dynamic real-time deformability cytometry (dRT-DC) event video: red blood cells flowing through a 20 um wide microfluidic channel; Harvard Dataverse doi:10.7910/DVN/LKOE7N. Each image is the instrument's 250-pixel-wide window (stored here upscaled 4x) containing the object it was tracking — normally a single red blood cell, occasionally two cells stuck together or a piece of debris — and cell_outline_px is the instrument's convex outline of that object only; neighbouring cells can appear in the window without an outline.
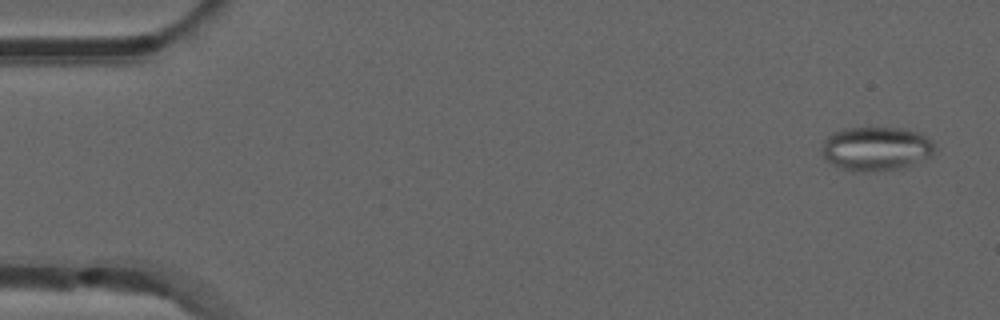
{"species": "common noctule bat (a hibernating species)", "species_latin": "Nyctalus noctula", "temperature_condition": "room temperature", "stored_images_in_passage": 53, "camera_frame_rate_fps": 3000, "um_per_image_px": 0.085, "animal": {"sex": "male", "forearm_length_mm": 52.5}, "frame": {"image": 1, "passage_image": 3, "time_ms": 0.667, "image_size_px": [1000, 320], "cell_outline_px": [[936, 148], [932, 156], [900, 168], [876, 172], [852, 172], [840, 168], [832, 164], [824, 156], [824, 140], [832, 132], [844, 128], [900, 128], [920, 132], [928, 136], [936, 144]], "centroid_in_image_um": [74.52, 12.64], "position_along_channel_um": 10.5, "area_um2": 29.19}}
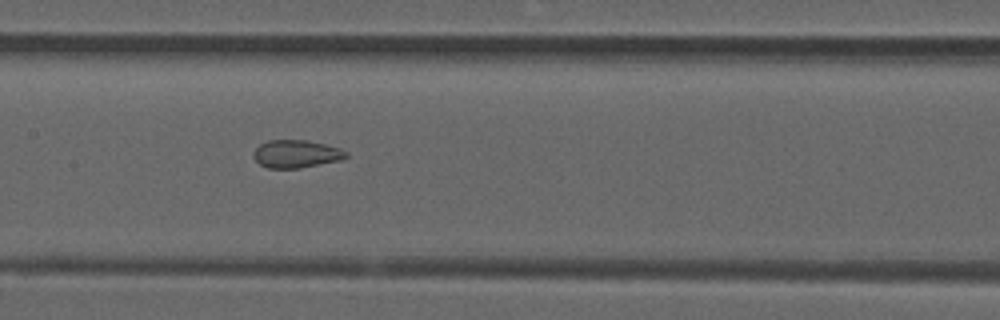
{"frame": {"image": 2, "passage_image": 26, "time_ms": 8.333, "image_size_px": [1000, 320], "cell_outline_px": [[348, 156], [340, 160], [300, 168], [268, 168], [260, 164], [252, 156], [256, 148], [260, 144], [268, 140], [308, 140], [340, 148], [348, 152]], "centroid_in_image_um": [25.18, 13.08], "position_along_channel_um": 182.2, "area_um2": 14.97}}
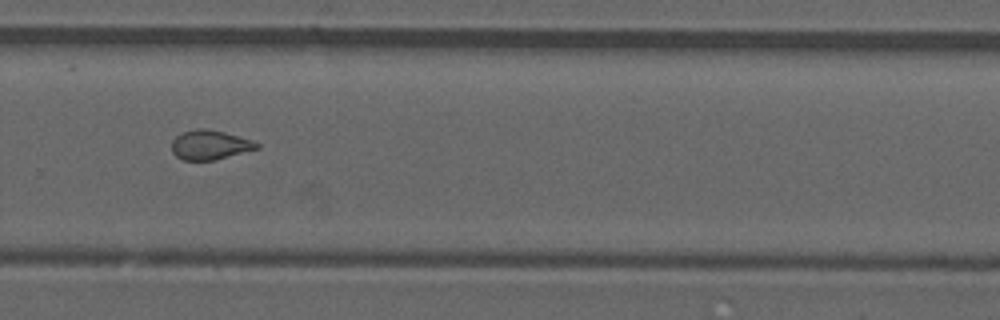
{"frame": {"image": 3, "passage_image": 36, "time_ms": 11.667, "image_size_px": [1000, 320], "cell_outline_px": [[260, 148], [212, 160], [184, 160], [176, 156], [172, 152], [172, 140], [180, 132], [196, 128], [204, 128], [224, 132], [252, 140], [260, 144]], "centroid_in_image_um": [17.82, 12.3], "position_along_channel_um": 312.0, "area_um2": 14.57}, "authors_computed_cell_mechanics": {"area_um2": 16.2996, "velocity_mm_per_s": 3.9058, "shape_relaxation_time_tau1_ms": null, "shape_relaxation_time_tau2_ms": 1.6467, "deformation_change_tau1": null, "deformation_change_tau2": 0.0772}}